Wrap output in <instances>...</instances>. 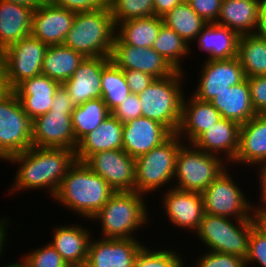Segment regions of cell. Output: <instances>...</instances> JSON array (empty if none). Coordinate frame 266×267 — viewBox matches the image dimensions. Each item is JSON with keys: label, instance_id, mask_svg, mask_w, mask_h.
Masks as SVG:
<instances>
[{"label": "cell", "instance_id": "obj_42", "mask_svg": "<svg viewBox=\"0 0 266 267\" xmlns=\"http://www.w3.org/2000/svg\"><path fill=\"white\" fill-rule=\"evenodd\" d=\"M196 267H246L245 259L214 251H208L196 262Z\"/></svg>", "mask_w": 266, "mask_h": 267}, {"label": "cell", "instance_id": "obj_29", "mask_svg": "<svg viewBox=\"0 0 266 267\" xmlns=\"http://www.w3.org/2000/svg\"><path fill=\"white\" fill-rule=\"evenodd\" d=\"M210 103L222 118L234 121L239 125L248 122L257 114L251 103L247 77L239 84L220 93Z\"/></svg>", "mask_w": 266, "mask_h": 267}, {"label": "cell", "instance_id": "obj_28", "mask_svg": "<svg viewBox=\"0 0 266 267\" xmlns=\"http://www.w3.org/2000/svg\"><path fill=\"white\" fill-rule=\"evenodd\" d=\"M222 119L221 114L210 102L201 101L194 96L182 102V117L177 135H187L189 145L192 144L203 132ZM183 133V134H182Z\"/></svg>", "mask_w": 266, "mask_h": 267}, {"label": "cell", "instance_id": "obj_30", "mask_svg": "<svg viewBox=\"0 0 266 267\" xmlns=\"http://www.w3.org/2000/svg\"><path fill=\"white\" fill-rule=\"evenodd\" d=\"M239 35L226 26L207 23L197 35L199 49L208 52L207 60H221L238 57Z\"/></svg>", "mask_w": 266, "mask_h": 267}, {"label": "cell", "instance_id": "obj_9", "mask_svg": "<svg viewBox=\"0 0 266 267\" xmlns=\"http://www.w3.org/2000/svg\"><path fill=\"white\" fill-rule=\"evenodd\" d=\"M32 125L14 90L0 99V159L32 147Z\"/></svg>", "mask_w": 266, "mask_h": 267}, {"label": "cell", "instance_id": "obj_52", "mask_svg": "<svg viewBox=\"0 0 266 267\" xmlns=\"http://www.w3.org/2000/svg\"><path fill=\"white\" fill-rule=\"evenodd\" d=\"M11 91L5 75V69L0 59V99L6 96Z\"/></svg>", "mask_w": 266, "mask_h": 267}, {"label": "cell", "instance_id": "obj_21", "mask_svg": "<svg viewBox=\"0 0 266 267\" xmlns=\"http://www.w3.org/2000/svg\"><path fill=\"white\" fill-rule=\"evenodd\" d=\"M60 85L48 76L40 74L24 80L14 91L24 112L33 120L50 111L54 94Z\"/></svg>", "mask_w": 266, "mask_h": 267}, {"label": "cell", "instance_id": "obj_38", "mask_svg": "<svg viewBox=\"0 0 266 267\" xmlns=\"http://www.w3.org/2000/svg\"><path fill=\"white\" fill-rule=\"evenodd\" d=\"M115 26L128 19L155 15L153 0H110Z\"/></svg>", "mask_w": 266, "mask_h": 267}, {"label": "cell", "instance_id": "obj_48", "mask_svg": "<svg viewBox=\"0 0 266 267\" xmlns=\"http://www.w3.org/2000/svg\"><path fill=\"white\" fill-rule=\"evenodd\" d=\"M76 108V105L70 98L69 91L60 85L56 90L53 102L50 110L64 111V113H72Z\"/></svg>", "mask_w": 266, "mask_h": 267}, {"label": "cell", "instance_id": "obj_22", "mask_svg": "<svg viewBox=\"0 0 266 267\" xmlns=\"http://www.w3.org/2000/svg\"><path fill=\"white\" fill-rule=\"evenodd\" d=\"M236 161L250 166L266 164V114H256L240 125L239 147L233 162Z\"/></svg>", "mask_w": 266, "mask_h": 267}, {"label": "cell", "instance_id": "obj_39", "mask_svg": "<svg viewBox=\"0 0 266 267\" xmlns=\"http://www.w3.org/2000/svg\"><path fill=\"white\" fill-rule=\"evenodd\" d=\"M172 250L150 251L145 246L140 250L135 267H183L181 257Z\"/></svg>", "mask_w": 266, "mask_h": 267}, {"label": "cell", "instance_id": "obj_6", "mask_svg": "<svg viewBox=\"0 0 266 267\" xmlns=\"http://www.w3.org/2000/svg\"><path fill=\"white\" fill-rule=\"evenodd\" d=\"M230 220L228 217L204 213L196 233L210 248L208 251L232 254L245 259L254 219H236L234 222L236 221L237 225Z\"/></svg>", "mask_w": 266, "mask_h": 267}, {"label": "cell", "instance_id": "obj_10", "mask_svg": "<svg viewBox=\"0 0 266 267\" xmlns=\"http://www.w3.org/2000/svg\"><path fill=\"white\" fill-rule=\"evenodd\" d=\"M48 45L29 35L9 45L0 53L11 90L21 82L42 74V63Z\"/></svg>", "mask_w": 266, "mask_h": 267}, {"label": "cell", "instance_id": "obj_41", "mask_svg": "<svg viewBox=\"0 0 266 267\" xmlns=\"http://www.w3.org/2000/svg\"><path fill=\"white\" fill-rule=\"evenodd\" d=\"M258 262L262 267H266V235L254 224L248 243V252L245 258V265Z\"/></svg>", "mask_w": 266, "mask_h": 267}, {"label": "cell", "instance_id": "obj_17", "mask_svg": "<svg viewBox=\"0 0 266 267\" xmlns=\"http://www.w3.org/2000/svg\"><path fill=\"white\" fill-rule=\"evenodd\" d=\"M143 247L134 238L90 240L85 267H135Z\"/></svg>", "mask_w": 266, "mask_h": 267}, {"label": "cell", "instance_id": "obj_25", "mask_svg": "<svg viewBox=\"0 0 266 267\" xmlns=\"http://www.w3.org/2000/svg\"><path fill=\"white\" fill-rule=\"evenodd\" d=\"M33 11L26 5L0 0V53L30 35Z\"/></svg>", "mask_w": 266, "mask_h": 267}, {"label": "cell", "instance_id": "obj_54", "mask_svg": "<svg viewBox=\"0 0 266 267\" xmlns=\"http://www.w3.org/2000/svg\"><path fill=\"white\" fill-rule=\"evenodd\" d=\"M4 1L19 3L22 5L31 7L33 9H35L37 6H39L43 2V0H4Z\"/></svg>", "mask_w": 266, "mask_h": 267}, {"label": "cell", "instance_id": "obj_53", "mask_svg": "<svg viewBox=\"0 0 266 267\" xmlns=\"http://www.w3.org/2000/svg\"><path fill=\"white\" fill-rule=\"evenodd\" d=\"M255 225L266 235V213L253 212Z\"/></svg>", "mask_w": 266, "mask_h": 267}, {"label": "cell", "instance_id": "obj_5", "mask_svg": "<svg viewBox=\"0 0 266 267\" xmlns=\"http://www.w3.org/2000/svg\"><path fill=\"white\" fill-rule=\"evenodd\" d=\"M142 197L137 191H118L109 198L91 218L101 220L103 238H133L132 232L147 223Z\"/></svg>", "mask_w": 266, "mask_h": 267}, {"label": "cell", "instance_id": "obj_1", "mask_svg": "<svg viewBox=\"0 0 266 267\" xmlns=\"http://www.w3.org/2000/svg\"><path fill=\"white\" fill-rule=\"evenodd\" d=\"M7 161L20 164L16 173L15 191L48 188L55 196L62 179L77 161L75 151L64 148L30 147ZM22 163V164H21Z\"/></svg>", "mask_w": 266, "mask_h": 267}, {"label": "cell", "instance_id": "obj_24", "mask_svg": "<svg viewBox=\"0 0 266 267\" xmlns=\"http://www.w3.org/2000/svg\"><path fill=\"white\" fill-rule=\"evenodd\" d=\"M239 133L238 123L222 118L203 132L192 145L214 155L224 152L226 159L233 162L239 147Z\"/></svg>", "mask_w": 266, "mask_h": 267}, {"label": "cell", "instance_id": "obj_55", "mask_svg": "<svg viewBox=\"0 0 266 267\" xmlns=\"http://www.w3.org/2000/svg\"><path fill=\"white\" fill-rule=\"evenodd\" d=\"M8 219H3L2 221H0V254L3 253L2 249L5 243V237L7 236L6 234V230L4 227H6L5 223L9 222L7 221Z\"/></svg>", "mask_w": 266, "mask_h": 267}, {"label": "cell", "instance_id": "obj_34", "mask_svg": "<svg viewBox=\"0 0 266 267\" xmlns=\"http://www.w3.org/2000/svg\"><path fill=\"white\" fill-rule=\"evenodd\" d=\"M110 114L112 113L102 98L91 99L76 106L71 115L76 143L95 130Z\"/></svg>", "mask_w": 266, "mask_h": 267}, {"label": "cell", "instance_id": "obj_56", "mask_svg": "<svg viewBox=\"0 0 266 267\" xmlns=\"http://www.w3.org/2000/svg\"><path fill=\"white\" fill-rule=\"evenodd\" d=\"M5 267H27L26 266V264L23 262H21V263H11L10 265H7V266H5Z\"/></svg>", "mask_w": 266, "mask_h": 267}, {"label": "cell", "instance_id": "obj_13", "mask_svg": "<svg viewBox=\"0 0 266 267\" xmlns=\"http://www.w3.org/2000/svg\"><path fill=\"white\" fill-rule=\"evenodd\" d=\"M194 97L210 102L230 87L246 79L244 68L238 57L221 60H207Z\"/></svg>", "mask_w": 266, "mask_h": 267}, {"label": "cell", "instance_id": "obj_33", "mask_svg": "<svg viewBox=\"0 0 266 267\" xmlns=\"http://www.w3.org/2000/svg\"><path fill=\"white\" fill-rule=\"evenodd\" d=\"M238 58L247 78L266 76V39L255 34L240 36Z\"/></svg>", "mask_w": 266, "mask_h": 267}, {"label": "cell", "instance_id": "obj_36", "mask_svg": "<svg viewBox=\"0 0 266 267\" xmlns=\"http://www.w3.org/2000/svg\"><path fill=\"white\" fill-rule=\"evenodd\" d=\"M101 98L112 113L131 94L123 70L110 61L101 74Z\"/></svg>", "mask_w": 266, "mask_h": 267}, {"label": "cell", "instance_id": "obj_7", "mask_svg": "<svg viewBox=\"0 0 266 267\" xmlns=\"http://www.w3.org/2000/svg\"><path fill=\"white\" fill-rule=\"evenodd\" d=\"M181 142L177 133L172 134L160 146L135 158L134 191L144 195L173 180Z\"/></svg>", "mask_w": 266, "mask_h": 267}, {"label": "cell", "instance_id": "obj_4", "mask_svg": "<svg viewBox=\"0 0 266 267\" xmlns=\"http://www.w3.org/2000/svg\"><path fill=\"white\" fill-rule=\"evenodd\" d=\"M183 74L176 70L166 78H156L138 94L142 116L161 123L172 134L177 133L182 117L184 94L180 80Z\"/></svg>", "mask_w": 266, "mask_h": 267}, {"label": "cell", "instance_id": "obj_31", "mask_svg": "<svg viewBox=\"0 0 266 267\" xmlns=\"http://www.w3.org/2000/svg\"><path fill=\"white\" fill-rule=\"evenodd\" d=\"M84 56L64 45H49L42 63V74L63 85L75 72Z\"/></svg>", "mask_w": 266, "mask_h": 267}, {"label": "cell", "instance_id": "obj_8", "mask_svg": "<svg viewBox=\"0 0 266 267\" xmlns=\"http://www.w3.org/2000/svg\"><path fill=\"white\" fill-rule=\"evenodd\" d=\"M179 147L174 178L178 185L174 188L181 191L202 193L225 169V161L218 155L206 153L190 144ZM224 162V163H222Z\"/></svg>", "mask_w": 266, "mask_h": 267}, {"label": "cell", "instance_id": "obj_46", "mask_svg": "<svg viewBox=\"0 0 266 267\" xmlns=\"http://www.w3.org/2000/svg\"><path fill=\"white\" fill-rule=\"evenodd\" d=\"M55 5L75 13L109 7L110 0H51Z\"/></svg>", "mask_w": 266, "mask_h": 267}, {"label": "cell", "instance_id": "obj_45", "mask_svg": "<svg viewBox=\"0 0 266 267\" xmlns=\"http://www.w3.org/2000/svg\"><path fill=\"white\" fill-rule=\"evenodd\" d=\"M191 8L207 23H214L220 13L223 0H186Z\"/></svg>", "mask_w": 266, "mask_h": 267}, {"label": "cell", "instance_id": "obj_12", "mask_svg": "<svg viewBox=\"0 0 266 267\" xmlns=\"http://www.w3.org/2000/svg\"><path fill=\"white\" fill-rule=\"evenodd\" d=\"M84 163L114 190L134 191L135 158L123 149L106 150L89 156Z\"/></svg>", "mask_w": 266, "mask_h": 267}, {"label": "cell", "instance_id": "obj_43", "mask_svg": "<svg viewBox=\"0 0 266 267\" xmlns=\"http://www.w3.org/2000/svg\"><path fill=\"white\" fill-rule=\"evenodd\" d=\"M252 106L257 114H266V76L248 77Z\"/></svg>", "mask_w": 266, "mask_h": 267}, {"label": "cell", "instance_id": "obj_32", "mask_svg": "<svg viewBox=\"0 0 266 267\" xmlns=\"http://www.w3.org/2000/svg\"><path fill=\"white\" fill-rule=\"evenodd\" d=\"M163 24V18L156 15L128 19L116 26V31L120 28L116 35L127 45L149 48L153 46Z\"/></svg>", "mask_w": 266, "mask_h": 267}, {"label": "cell", "instance_id": "obj_11", "mask_svg": "<svg viewBox=\"0 0 266 267\" xmlns=\"http://www.w3.org/2000/svg\"><path fill=\"white\" fill-rule=\"evenodd\" d=\"M202 196L204 213L228 218L234 216L233 219H253L250 213L254 207L225 170L209 184Z\"/></svg>", "mask_w": 266, "mask_h": 267}, {"label": "cell", "instance_id": "obj_49", "mask_svg": "<svg viewBox=\"0 0 266 267\" xmlns=\"http://www.w3.org/2000/svg\"><path fill=\"white\" fill-rule=\"evenodd\" d=\"M183 1L184 0H153L155 15L163 17L176 5L181 4Z\"/></svg>", "mask_w": 266, "mask_h": 267}, {"label": "cell", "instance_id": "obj_51", "mask_svg": "<svg viewBox=\"0 0 266 267\" xmlns=\"http://www.w3.org/2000/svg\"><path fill=\"white\" fill-rule=\"evenodd\" d=\"M255 30H258L254 33L256 36L266 39V0H264L263 6L259 11L257 28Z\"/></svg>", "mask_w": 266, "mask_h": 267}, {"label": "cell", "instance_id": "obj_27", "mask_svg": "<svg viewBox=\"0 0 266 267\" xmlns=\"http://www.w3.org/2000/svg\"><path fill=\"white\" fill-rule=\"evenodd\" d=\"M83 226H62L55 228L50 243L70 267H85L90 243V233Z\"/></svg>", "mask_w": 266, "mask_h": 267}, {"label": "cell", "instance_id": "obj_23", "mask_svg": "<svg viewBox=\"0 0 266 267\" xmlns=\"http://www.w3.org/2000/svg\"><path fill=\"white\" fill-rule=\"evenodd\" d=\"M123 123L110 114L95 130L77 144L76 159L84 162L89 156L106 150L122 149Z\"/></svg>", "mask_w": 266, "mask_h": 267}, {"label": "cell", "instance_id": "obj_26", "mask_svg": "<svg viewBox=\"0 0 266 267\" xmlns=\"http://www.w3.org/2000/svg\"><path fill=\"white\" fill-rule=\"evenodd\" d=\"M263 2L264 0H223L215 23L228 27L239 36L254 34Z\"/></svg>", "mask_w": 266, "mask_h": 267}, {"label": "cell", "instance_id": "obj_35", "mask_svg": "<svg viewBox=\"0 0 266 267\" xmlns=\"http://www.w3.org/2000/svg\"><path fill=\"white\" fill-rule=\"evenodd\" d=\"M162 18L164 24L176 31L187 43L196 39L207 25V22L191 8L186 0L176 5Z\"/></svg>", "mask_w": 266, "mask_h": 267}, {"label": "cell", "instance_id": "obj_20", "mask_svg": "<svg viewBox=\"0 0 266 267\" xmlns=\"http://www.w3.org/2000/svg\"><path fill=\"white\" fill-rule=\"evenodd\" d=\"M163 196L166 215L176 227L193 231L198 229L204 215V200L202 193L181 191L168 188Z\"/></svg>", "mask_w": 266, "mask_h": 267}, {"label": "cell", "instance_id": "obj_50", "mask_svg": "<svg viewBox=\"0 0 266 267\" xmlns=\"http://www.w3.org/2000/svg\"><path fill=\"white\" fill-rule=\"evenodd\" d=\"M261 170V171H260ZM260 186H261V200H262V206L254 209L255 211L253 212H260V213H266V164H263L262 166L260 165ZM264 204V205H263Z\"/></svg>", "mask_w": 266, "mask_h": 267}, {"label": "cell", "instance_id": "obj_40", "mask_svg": "<svg viewBox=\"0 0 266 267\" xmlns=\"http://www.w3.org/2000/svg\"><path fill=\"white\" fill-rule=\"evenodd\" d=\"M24 257L23 262L27 267H70L50 242Z\"/></svg>", "mask_w": 266, "mask_h": 267}, {"label": "cell", "instance_id": "obj_37", "mask_svg": "<svg viewBox=\"0 0 266 267\" xmlns=\"http://www.w3.org/2000/svg\"><path fill=\"white\" fill-rule=\"evenodd\" d=\"M173 29L163 24L152 48L160 54L175 70L180 67L181 57L189 52V44Z\"/></svg>", "mask_w": 266, "mask_h": 267}, {"label": "cell", "instance_id": "obj_47", "mask_svg": "<svg viewBox=\"0 0 266 267\" xmlns=\"http://www.w3.org/2000/svg\"><path fill=\"white\" fill-rule=\"evenodd\" d=\"M123 72L126 83L133 94L143 92L156 79L148 73L137 70H123Z\"/></svg>", "mask_w": 266, "mask_h": 267}, {"label": "cell", "instance_id": "obj_14", "mask_svg": "<svg viewBox=\"0 0 266 267\" xmlns=\"http://www.w3.org/2000/svg\"><path fill=\"white\" fill-rule=\"evenodd\" d=\"M72 113L50 110L33 119L32 146L42 148H77L72 126Z\"/></svg>", "mask_w": 266, "mask_h": 267}, {"label": "cell", "instance_id": "obj_44", "mask_svg": "<svg viewBox=\"0 0 266 267\" xmlns=\"http://www.w3.org/2000/svg\"><path fill=\"white\" fill-rule=\"evenodd\" d=\"M141 104L138 94H129L112 114L123 124L142 116Z\"/></svg>", "mask_w": 266, "mask_h": 267}, {"label": "cell", "instance_id": "obj_2", "mask_svg": "<svg viewBox=\"0 0 266 267\" xmlns=\"http://www.w3.org/2000/svg\"><path fill=\"white\" fill-rule=\"evenodd\" d=\"M114 193L115 190L101 176L84 162L76 161L53 198L91 219Z\"/></svg>", "mask_w": 266, "mask_h": 267}, {"label": "cell", "instance_id": "obj_3", "mask_svg": "<svg viewBox=\"0 0 266 267\" xmlns=\"http://www.w3.org/2000/svg\"><path fill=\"white\" fill-rule=\"evenodd\" d=\"M116 26L109 7L76 13L64 45L86 57H110Z\"/></svg>", "mask_w": 266, "mask_h": 267}, {"label": "cell", "instance_id": "obj_19", "mask_svg": "<svg viewBox=\"0 0 266 267\" xmlns=\"http://www.w3.org/2000/svg\"><path fill=\"white\" fill-rule=\"evenodd\" d=\"M110 61V57H86L63 84L76 106L91 99L101 98L102 69Z\"/></svg>", "mask_w": 266, "mask_h": 267}, {"label": "cell", "instance_id": "obj_16", "mask_svg": "<svg viewBox=\"0 0 266 267\" xmlns=\"http://www.w3.org/2000/svg\"><path fill=\"white\" fill-rule=\"evenodd\" d=\"M76 13L43 1L32 15L30 35L49 45L63 44L72 27Z\"/></svg>", "mask_w": 266, "mask_h": 267}, {"label": "cell", "instance_id": "obj_18", "mask_svg": "<svg viewBox=\"0 0 266 267\" xmlns=\"http://www.w3.org/2000/svg\"><path fill=\"white\" fill-rule=\"evenodd\" d=\"M172 133L161 123L140 116L123 124L122 149L137 158L160 146Z\"/></svg>", "mask_w": 266, "mask_h": 267}, {"label": "cell", "instance_id": "obj_15", "mask_svg": "<svg viewBox=\"0 0 266 267\" xmlns=\"http://www.w3.org/2000/svg\"><path fill=\"white\" fill-rule=\"evenodd\" d=\"M110 60L122 70H137L155 78H166L176 71L152 47L127 45L117 35L114 38Z\"/></svg>", "mask_w": 266, "mask_h": 267}]
</instances>
